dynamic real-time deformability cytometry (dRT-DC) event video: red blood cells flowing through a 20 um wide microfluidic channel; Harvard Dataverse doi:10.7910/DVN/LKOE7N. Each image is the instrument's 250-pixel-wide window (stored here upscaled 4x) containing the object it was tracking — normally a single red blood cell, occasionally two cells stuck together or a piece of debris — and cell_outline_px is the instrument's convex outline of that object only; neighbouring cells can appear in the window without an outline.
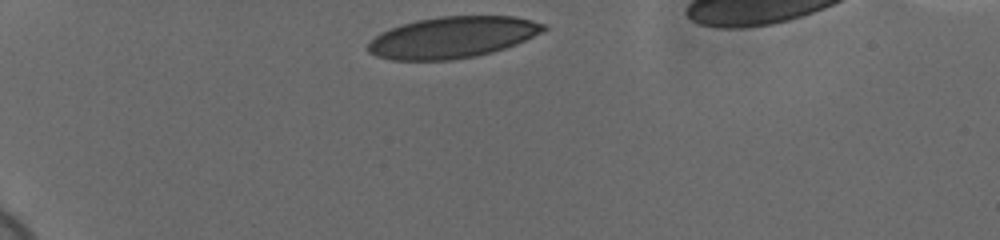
{"species": "human", "species_latin": "Homo sapiens", "temperature_condition": "cold", "stored_images_in_passage": 34, "camera_frame_rate_fps": 3000, "um_per_image_px": 0.085, "donor": {"sex": "female"}, "frame": {"image": 1, "passage_image": 1, "time_ms": 0.0, "image_size_px": [1000, 240], "cell_outline_px": [[548, 28], [516, 44], [492, 52], [476, 56], [452, 60], [392, 60], [376, 56], [368, 52], [368, 44], [380, 32], [416, 20], [440, 16], [512, 16], [532, 20], [544, 24]], "centroid_in_image_um": [38.44, 3.18], "position_along_channel_um": 46.6, "area_um2": 42.02}}
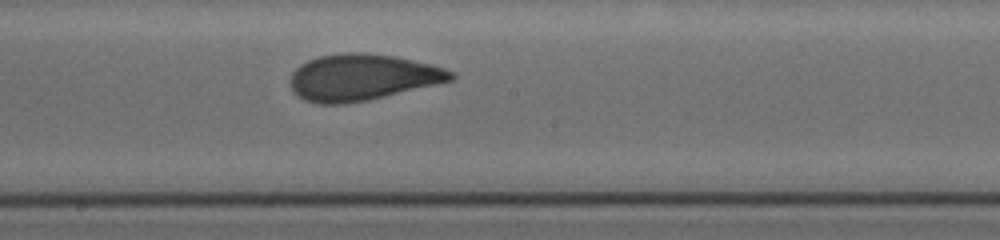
{"frame": {"image": 2, "passage_image": 19, "time_ms": 6.0, "image_size_px": [1000, 240], "cell_outline_px": [[456, 76], [452, 80], [436, 84], [368, 100], [344, 104], [320, 104], [304, 100], [296, 96], [292, 92], [288, 84], [288, 80], [292, 72], [300, 64], [308, 60], [320, 56], [344, 52], [364, 52], [396, 56], [444, 68], [456, 72]], "centroid_in_image_um": [30.72, 6.57], "position_along_channel_um": 217.5, "area_um2": 43.7}}
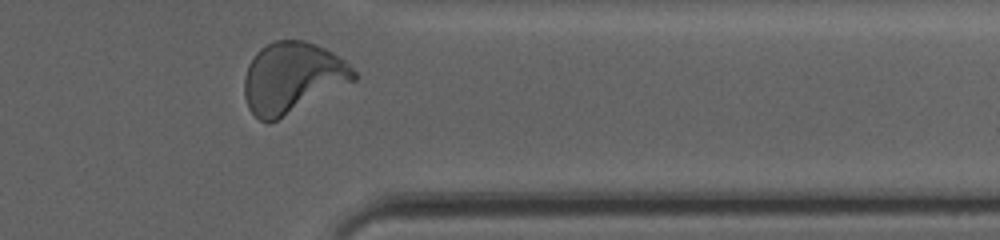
{"frame": {"image": 3, "passage_image": 33, "time_ms": 10.667, "image_size_px": [1000, 240], "cell_outline_px": [[356, 80], [268, 124], [260, 120], [248, 108], [244, 96], [244, 76], [248, 64], [256, 52], [260, 48], [276, 40], [304, 40], [316, 44], [332, 52], [344, 60], [356, 72]], "centroid_in_image_um": [24.82, 6.6], "position_along_channel_um": 386.6, "area_um2": 44.97}, "authors_computed_cell_mechanics": {"area_um2": 42.9743, "velocity_mm_per_s": 3.6716, "shape_relaxation_time_tau1_ms": 5.1173, "shape_relaxation_time_tau2_ms": 0.844, "deformation_change_tau1": 0.174, "deformation_change_tau2": 0.0644}}